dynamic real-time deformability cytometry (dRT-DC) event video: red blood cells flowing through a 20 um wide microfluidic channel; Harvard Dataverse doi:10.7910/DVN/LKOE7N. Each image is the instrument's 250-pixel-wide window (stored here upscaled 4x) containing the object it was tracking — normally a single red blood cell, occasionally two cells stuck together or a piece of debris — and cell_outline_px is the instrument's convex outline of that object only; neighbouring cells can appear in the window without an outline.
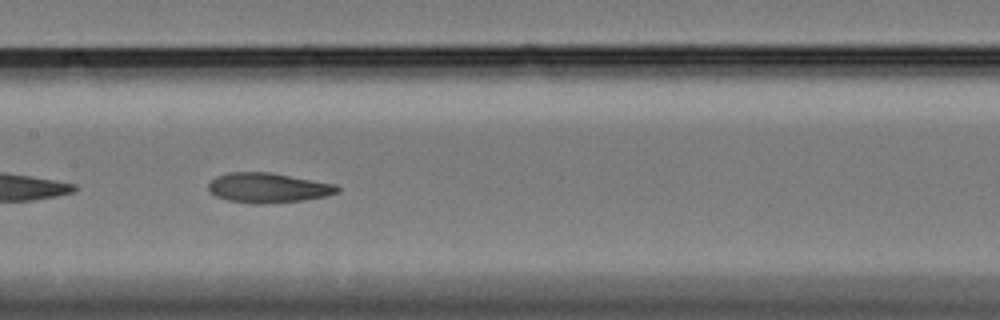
{"species": "Egyptian fruit bat (a non-hibernating species)", "species_latin": "Rousettus aegyptiacus", "temperature_condition": "cold", "stored_images_in_passage": 20, "camera_frame_rate_fps": 3000, "um_per_image_px": 0.085, "animal": {"sex": "female"}, "frame": {"image": 1, "passage_image": 12, "time_ms": 3.667, "image_size_px": [1000, 320], "cell_outline_px": [[340, 192], [328, 196], [304, 200], [264, 204], [252, 204], [228, 200], [216, 196], [208, 192], [208, 184], [216, 176], [228, 172], [268, 172], [336, 184], [340, 188]], "centroid_in_image_um": [22.79, 15.97], "position_along_channel_um": 184.6, "area_um2": 22.6}}